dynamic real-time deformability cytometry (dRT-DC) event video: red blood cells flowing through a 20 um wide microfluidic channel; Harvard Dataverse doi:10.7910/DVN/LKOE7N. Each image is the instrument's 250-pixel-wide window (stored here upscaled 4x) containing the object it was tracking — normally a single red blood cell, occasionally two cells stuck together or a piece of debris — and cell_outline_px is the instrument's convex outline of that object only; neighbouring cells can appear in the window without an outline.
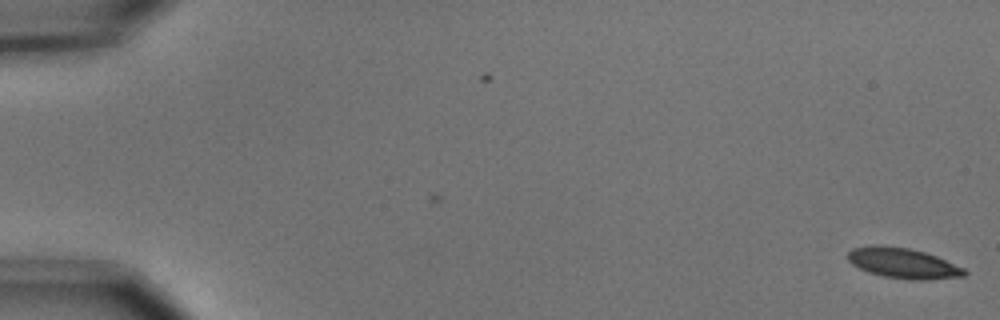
{"species": "common noctule bat (a hibernating species)", "species_latin": "Nyctalus noctula", "temperature_condition": "cold", "stored_images_in_passage": 6, "camera_frame_rate_fps": 3000, "um_per_image_px": 0.085, "animal": {"sex": "male", "body_mass_g": 15.6}, "frame": {"image": 1, "passage_image": 6, "time_ms": 1.667, "image_size_px": [1000, 320], "cell_outline_px": [[968, 272], [964, 276], [924, 280], [908, 280], [884, 276], [868, 272], [852, 264], [848, 260], [848, 252], [852, 248], [872, 244], [880, 244], [908, 248], [924, 252], [936, 256], [964, 268]], "centroid_in_image_um": [76.74, 22.36], "position_along_channel_um": 8.3, "area_um2": 20.69}}